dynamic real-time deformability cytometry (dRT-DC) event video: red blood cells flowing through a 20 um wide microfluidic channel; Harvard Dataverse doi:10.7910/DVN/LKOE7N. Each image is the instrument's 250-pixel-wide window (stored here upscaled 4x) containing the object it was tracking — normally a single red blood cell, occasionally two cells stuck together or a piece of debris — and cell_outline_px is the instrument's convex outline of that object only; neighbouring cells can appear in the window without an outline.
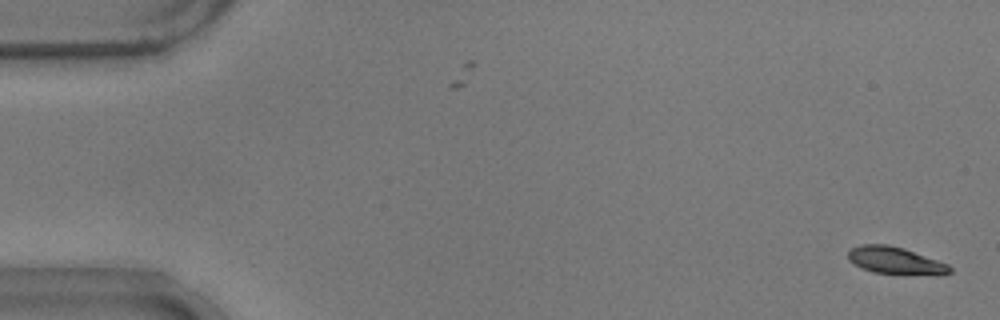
{"species": "common noctule bat (a hibernating species)", "species_latin": "Nyctalus noctula", "temperature_condition": "warm", "stored_images_in_passage": 17, "camera_frame_rate_fps": 3000, "um_per_image_px": 0.085, "animal": {"sex": "male", "body_mass_g": 17.9}, "frame": {"image": 1, "passage_image": 1, "time_ms": 0.0, "image_size_px": [1000, 320], "cell_outline_px": [[952, 272], [940, 276], [876, 272], [864, 268], [848, 260], [848, 252], [852, 248], [860, 244], [888, 244], [904, 248], [948, 264], [952, 268]], "centroid_in_image_um": [76.17, 22.15], "position_along_channel_um": 8.8, "area_um2": 16.07}}
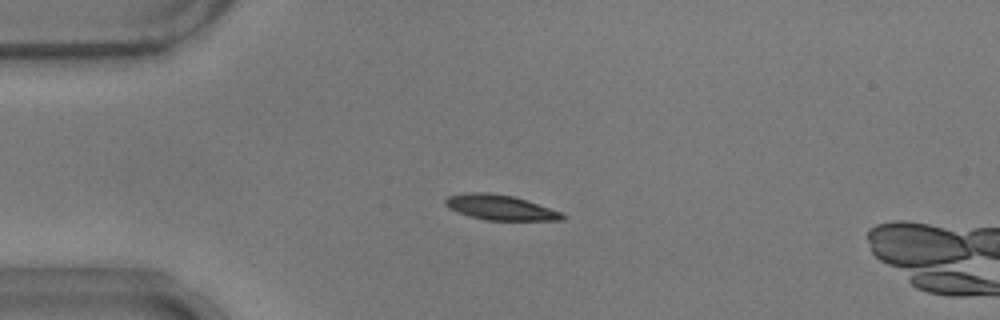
{"frame": {"image": 2, "passage_image": 13, "time_ms": 4.0, "image_size_px": [1000, 320], "cell_outline_px": [[568, 216], [564, 220], [488, 220], [468, 216], [456, 212], [448, 208], [444, 204], [444, 200], [448, 196], [464, 192], [488, 192], [512, 196], [560, 212]], "centroid_in_image_um": [42.45, 17.63], "position_along_channel_um": 42.6, "area_um2": 17.05}}